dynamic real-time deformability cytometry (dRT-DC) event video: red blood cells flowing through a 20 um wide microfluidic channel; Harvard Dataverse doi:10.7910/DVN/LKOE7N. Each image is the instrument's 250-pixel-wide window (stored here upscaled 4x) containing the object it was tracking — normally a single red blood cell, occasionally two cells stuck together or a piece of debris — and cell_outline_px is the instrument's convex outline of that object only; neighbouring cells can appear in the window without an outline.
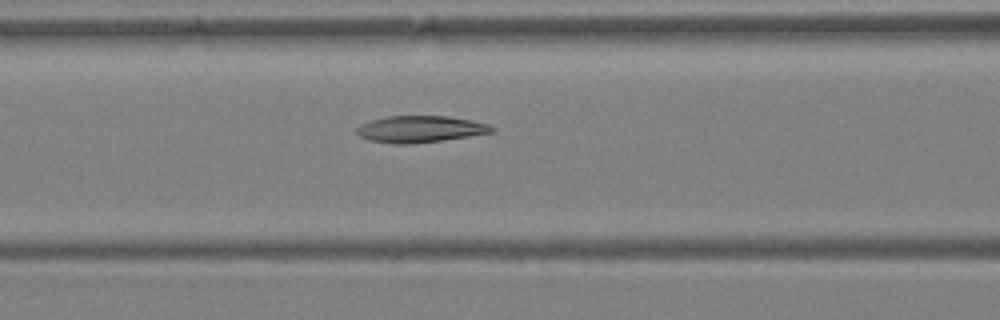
{"species": "Egyptian fruit bat (a non-hibernating species)", "species_latin": "Rousettus aegyptiacus", "temperature_condition": "warm", "stored_images_in_passage": 37, "camera_frame_rate_fps": 3000, "um_per_image_px": 0.085, "animal": {"sex": "female"}, "frame": {"image": 1, "passage_image": 14, "time_ms": 4.333, "image_size_px": [1000, 320], "cell_outline_px": [[496, 128], [492, 132], [444, 140], [412, 144], [396, 144], [368, 140], [360, 136], [356, 132], [356, 128], [360, 124], [368, 120], [388, 116], [448, 116], [472, 120], [488, 124]], "centroid_in_image_um": [35.68, 10.97], "position_along_channel_um": 130.9, "area_um2": 21.1}}
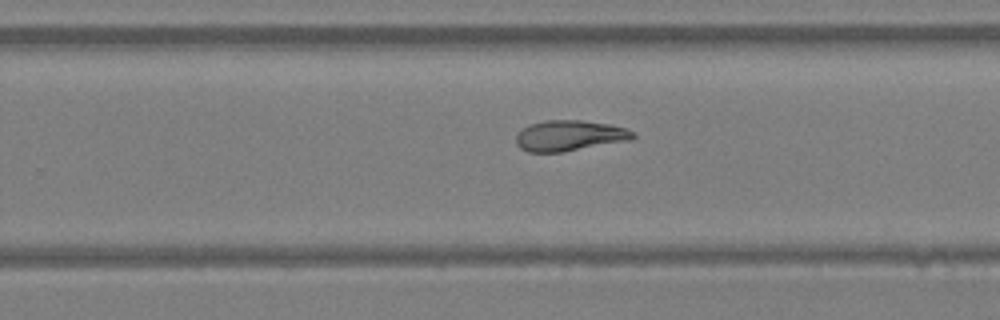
{"frame": {"image": 2, "passage_image": 23, "time_ms": 7.333, "image_size_px": [1000, 320], "cell_outline_px": [[636, 136], [632, 140], [564, 152], [528, 152], [520, 148], [516, 144], [516, 136], [528, 124], [544, 120], [580, 120], [608, 124], [624, 128], [636, 132]], "centroid_in_image_um": [48.42, 11.54], "position_along_channel_um": 281.4, "area_um2": 21.04}}
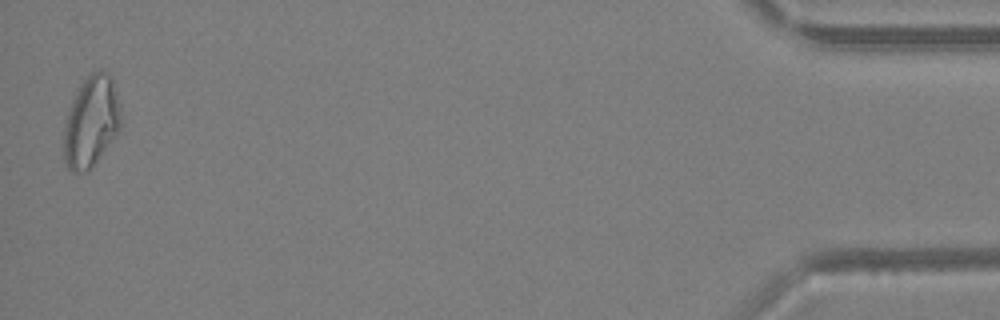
{"frame": {"image": 3, "passage_image": 37, "time_ms": 12.0, "image_size_px": [1000, 320], "cell_outline_px": [[124, 116], [120, 128], [92, 168], [88, 172], [72, 172], [64, 164], [64, 124], [72, 100], [80, 84], [88, 72], [100, 68], [108, 72], [112, 76]], "centroid_in_image_um": [7.78, 10.29], "position_along_channel_um": 427.4, "area_um2": 31.1}}